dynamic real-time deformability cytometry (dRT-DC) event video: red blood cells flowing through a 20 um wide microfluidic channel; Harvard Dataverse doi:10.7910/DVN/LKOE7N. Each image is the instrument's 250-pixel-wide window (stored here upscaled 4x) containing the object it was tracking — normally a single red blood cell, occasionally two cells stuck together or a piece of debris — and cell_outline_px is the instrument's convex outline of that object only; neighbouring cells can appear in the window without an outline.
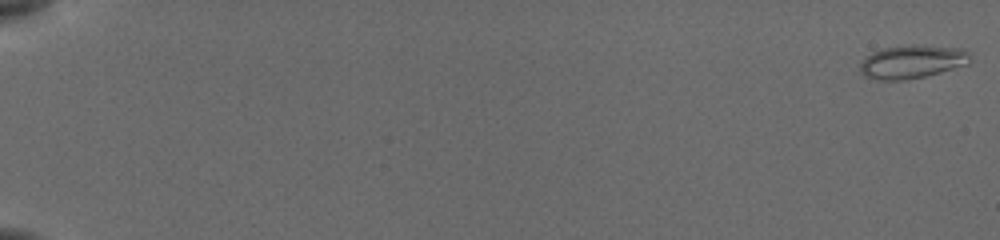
{"species": "common noctule bat (a hibernating species)", "species_latin": "Nyctalus noctula", "temperature_condition": "cold", "stored_images_in_passage": 42, "camera_frame_rate_fps": 3000, "um_per_image_px": 0.085, "animal": {"sex": "female", "body_mass_g": 19.5, "forearm_length_mm": 54.1}, "frame": {"image": 1, "passage_image": 1, "time_ms": 0.0, "image_size_px": [1000, 240], "cell_outline_px": [[968, 64], [940, 72], [924, 76], [904, 80], [876, 80], [864, 76], [860, 72], [860, 64], [872, 52], [884, 48], [912, 44], [964, 48], [968, 52]], "centroid_in_image_um": [77.51, 5.24], "position_along_channel_um": 7.5, "area_um2": 21.27}}
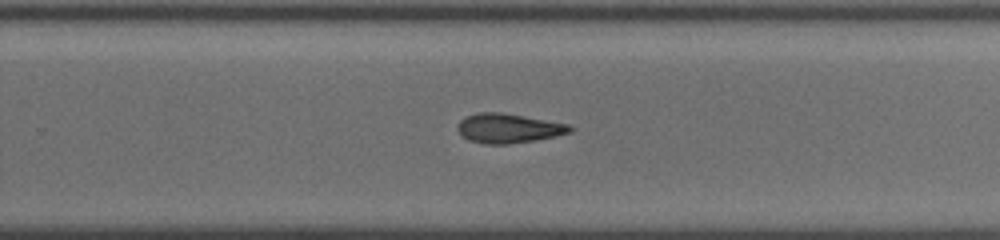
{"frame": {"image": 2, "passage_image": 25, "time_ms": 8.0, "image_size_px": [1000, 240], "cell_outline_px": [[576, 128], [572, 132], [556, 136], [536, 140], [508, 144], [484, 144], [468, 140], [456, 128], [456, 124], [460, 120], [468, 116], [480, 112], [500, 112], [524, 116], [568, 124]], "centroid_in_image_um": [43.24, 10.91], "position_along_channel_um": 286.6, "area_um2": 19.31}}
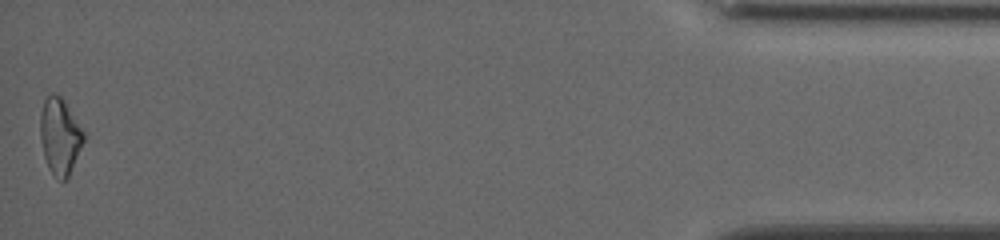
{"frame": {"image": 3, "passage_image": 42, "time_ms": 13.667, "image_size_px": [1000, 240], "cell_outline_px": [[84, 140], [68, 176], [64, 180], [60, 180], [48, 168], [44, 156], [40, 136], [40, 112], [44, 100], [52, 92], [56, 92], [60, 96], [84, 132]], "centroid_in_image_um": [5.06, 11.55], "position_along_channel_um": 430.1, "area_um2": 18.84}}